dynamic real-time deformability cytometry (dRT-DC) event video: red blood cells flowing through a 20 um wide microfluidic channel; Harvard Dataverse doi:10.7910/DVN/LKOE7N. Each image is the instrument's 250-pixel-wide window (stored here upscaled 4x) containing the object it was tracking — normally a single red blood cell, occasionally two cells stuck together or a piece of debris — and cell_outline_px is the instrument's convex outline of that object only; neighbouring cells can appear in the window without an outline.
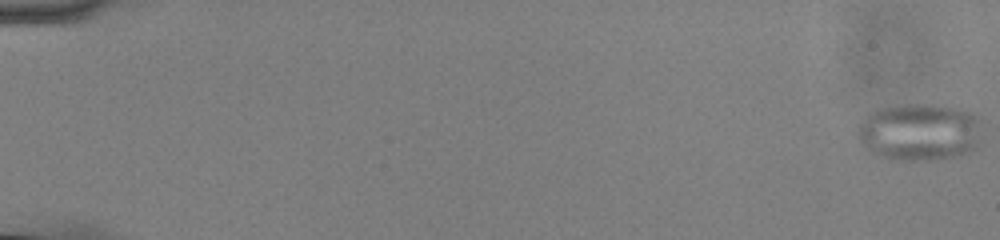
{"species": "common noctule bat (a hibernating species)", "species_latin": "Nyctalus noctula", "temperature_condition": "cold", "stored_images_in_passage": 13, "camera_frame_rate_fps": 3000, "um_per_image_px": 0.085, "animal": {"sex": "male", "body_mass_g": 13.0, "forearm_length_mm": 53.1}, "frame": {"image": 1, "passage_image": 1, "time_ms": 0.0, "image_size_px": [1000, 240], "cell_outline_px": [[980, 120], [976, 148], [968, 152], [956, 156], [928, 160], [900, 160], [884, 156], [872, 152], [856, 136], [856, 124], [876, 108], [900, 104], [924, 104], [960, 108], [972, 112]], "centroid_in_image_um": [78.12, 11.19], "position_along_channel_um": 6.9, "area_um2": 41.5}}